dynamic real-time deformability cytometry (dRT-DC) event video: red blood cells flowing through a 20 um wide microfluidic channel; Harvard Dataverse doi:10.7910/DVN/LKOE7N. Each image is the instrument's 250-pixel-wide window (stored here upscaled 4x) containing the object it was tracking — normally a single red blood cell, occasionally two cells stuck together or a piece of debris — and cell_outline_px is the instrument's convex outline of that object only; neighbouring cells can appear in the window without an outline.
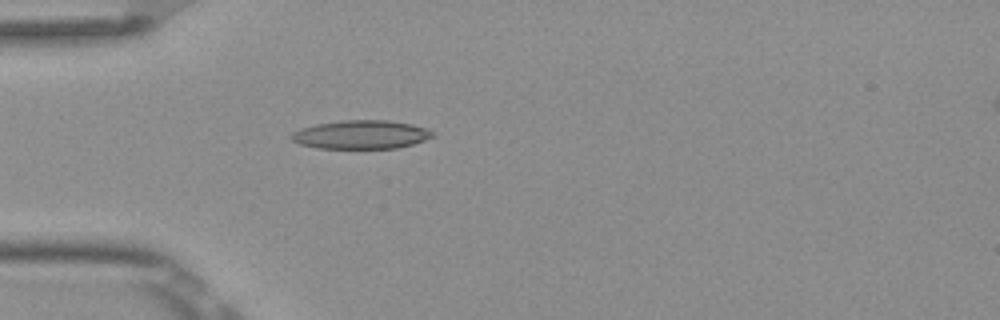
{"species": "Egyptian fruit bat (a non-hibernating species)", "species_latin": "Rousettus aegyptiacus", "temperature_condition": "room temperature", "stored_images_in_passage": 5, "camera_frame_rate_fps": 3000, "um_per_image_px": 0.085, "frame": {"image": 1, "passage_image": 5, "time_ms": 1.333, "image_size_px": [1000, 320], "cell_outline_px": [[436, 136], [412, 144], [396, 148], [316, 148], [300, 144], [292, 140], [288, 136], [292, 132], [300, 128], [316, 124], [340, 120], [388, 120], [412, 124], [428, 128], [436, 132]], "centroid_in_image_um": [30.7, 11.43], "position_along_channel_um": 54.3, "area_um2": 23.81}}